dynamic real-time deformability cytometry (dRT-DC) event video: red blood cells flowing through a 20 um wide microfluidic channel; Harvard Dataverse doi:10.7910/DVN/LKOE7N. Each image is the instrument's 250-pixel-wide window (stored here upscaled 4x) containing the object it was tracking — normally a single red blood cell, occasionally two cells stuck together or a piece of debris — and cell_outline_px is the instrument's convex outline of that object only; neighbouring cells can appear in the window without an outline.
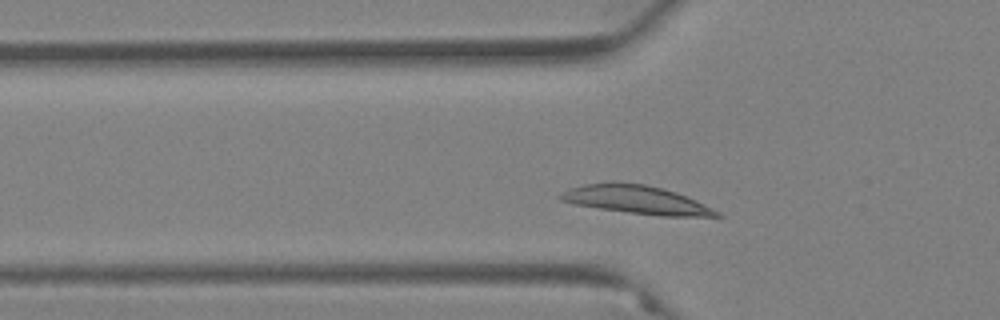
{"species": "Egyptian fruit bat (a non-hibernating species)", "species_latin": "Rousettus aegyptiacus", "temperature_condition": "warm", "stored_images_in_passage": 49, "camera_frame_rate_fps": 3000, "um_per_image_px": 0.085, "animal": {"sex": "female"}, "frame": {"image": 1, "passage_image": 10, "time_ms": 3.0, "image_size_px": [1000, 320], "cell_outline_px": [[724, 216], [660, 216], [628, 212], [600, 208], [576, 204], [560, 200], [556, 196], [560, 192], [568, 188], [584, 184], [644, 184], [676, 192], [696, 200], [720, 212]], "centroid_in_image_um": [54.1, 17.0], "position_along_channel_um": 71.7, "area_um2": 25.09}}
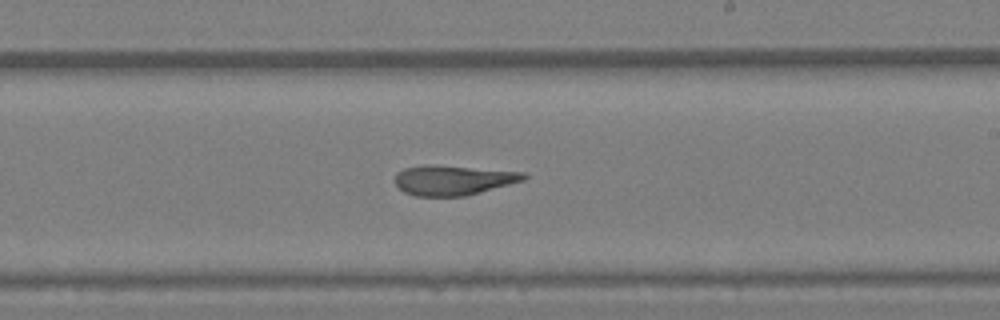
{"frame": {"image": 2, "passage_image": 26, "time_ms": 8.333, "image_size_px": [1000, 320], "cell_outline_px": [[528, 176], [524, 180], [464, 196], [416, 196], [404, 192], [396, 184], [396, 172], [404, 168], [424, 164], [524, 172]], "centroid_in_image_um": [38.48, 15.31], "position_along_channel_um": 250.5, "area_um2": 22.08}}
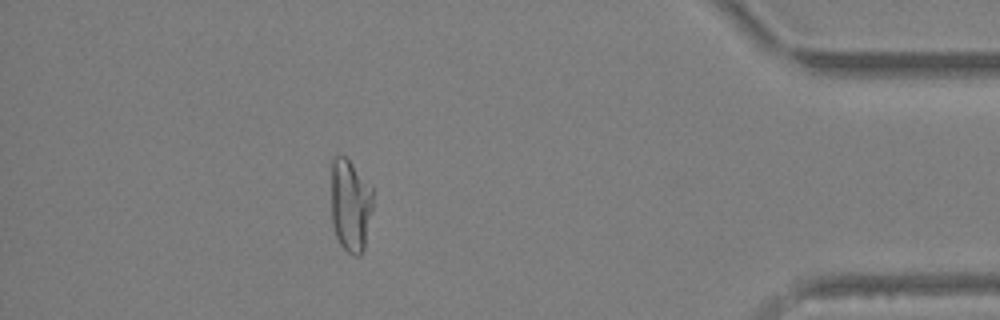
{"frame": {"image": 3, "passage_image": 43, "time_ms": 14.0, "image_size_px": [1000, 320], "cell_outline_px": [[372, 208], [364, 248], [360, 256], [352, 256], [340, 244], [336, 236], [332, 224], [328, 164], [332, 156], [344, 156], [372, 184]], "centroid_in_image_um": [29.72, 17.37], "position_along_channel_um": 405.5, "area_um2": 23.58}, "authors_computed_cell_mechanics": {"area_um2": 23.3512, "velocity_mm_per_s": 3.4288, "shape_relaxation_time_tau1_ms": null, "shape_relaxation_time_tau2_ms": 10.6559, "deformation_change_tau1": null, "deformation_change_tau2": 0.1759}}